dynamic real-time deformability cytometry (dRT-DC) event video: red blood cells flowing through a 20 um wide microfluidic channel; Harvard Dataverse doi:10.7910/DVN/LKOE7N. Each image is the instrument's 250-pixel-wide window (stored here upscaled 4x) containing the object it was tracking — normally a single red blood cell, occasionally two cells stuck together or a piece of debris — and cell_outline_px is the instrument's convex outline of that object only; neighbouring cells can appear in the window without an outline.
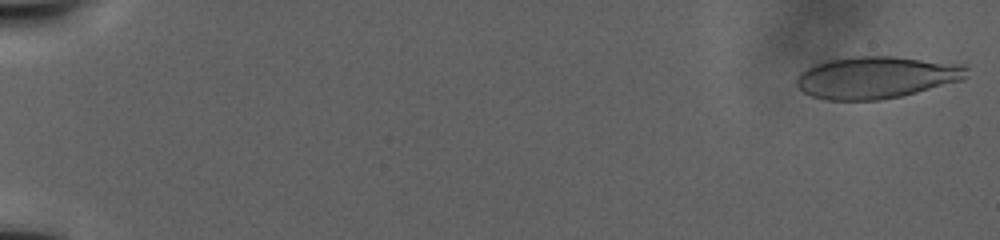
{"species": "human", "species_latin": "Homo sapiens", "temperature_condition": "warm", "stored_images_in_passage": 75, "camera_frame_rate_fps": 3000, "um_per_image_px": 0.085, "donor": {"sex": "male"}, "frame": {"image": 1, "passage_image": 2, "time_ms": 0.667, "image_size_px": [1000, 240], "cell_outline_px": [[968, 76], [964, 80], [900, 96], [880, 100], [828, 100], [812, 96], [804, 92], [796, 84], [796, 80], [800, 72], [816, 64], [828, 60], [856, 56], [892, 56], [964, 64], [968, 68]], "centroid_in_image_um": [74.52, 6.57], "position_along_channel_um": 10.5, "area_um2": 41.67}}
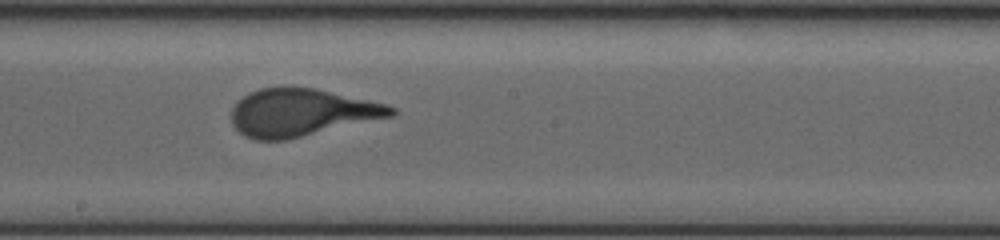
{"frame": {"image": 2, "passage_image": 43, "time_ms": 24.667, "image_size_px": [1000, 240], "cell_outline_px": [[396, 112], [392, 116], [284, 140], [256, 140], [244, 136], [232, 124], [232, 108], [236, 100], [248, 92], [260, 88], [284, 84], [292, 84], [316, 88], [388, 104], [396, 108]], "centroid_in_image_um": [25.57, 9.51], "position_along_channel_um": 222.6, "area_um2": 44.85}}
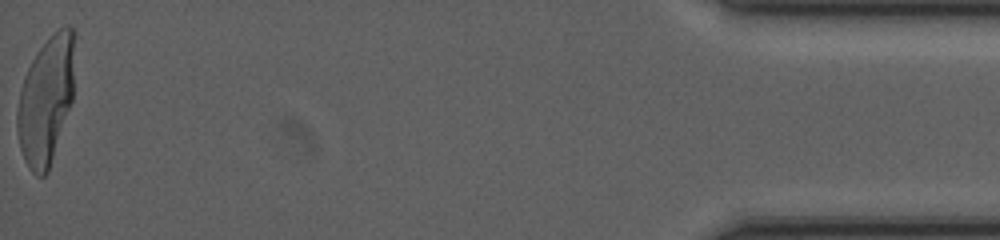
{"frame": {"image": 3, "passage_image": 75, "time_ms": 41.667, "image_size_px": [1000, 240], "cell_outline_px": [[76, 32], [72, 100], [48, 172], [44, 176], [36, 176], [28, 168], [24, 160], [20, 148], [16, 128], [16, 112], [20, 88], [24, 76], [32, 60], [40, 48], [60, 28], [68, 24]], "centroid_in_image_um": [3.91, 8.51], "position_along_channel_um": 431.3, "area_um2": 42.89}}